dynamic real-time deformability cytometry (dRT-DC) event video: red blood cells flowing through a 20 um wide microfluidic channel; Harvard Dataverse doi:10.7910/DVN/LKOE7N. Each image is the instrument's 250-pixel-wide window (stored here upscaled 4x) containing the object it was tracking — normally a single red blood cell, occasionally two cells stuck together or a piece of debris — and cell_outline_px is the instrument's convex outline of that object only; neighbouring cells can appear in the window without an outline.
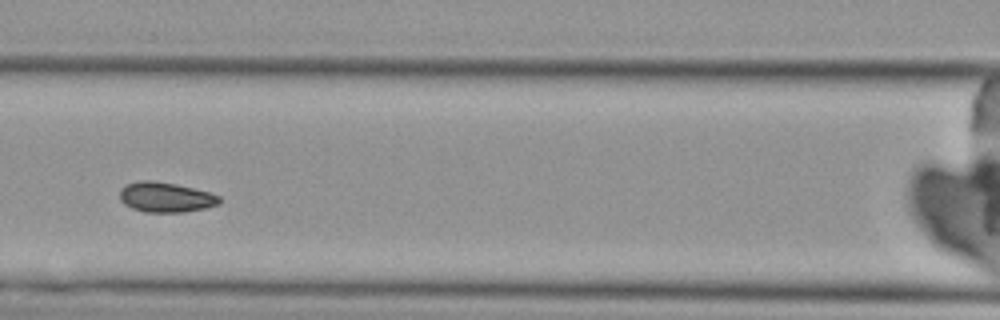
{"species": "Egyptian fruit bat (a non-hibernating species)", "species_latin": "Rousettus aegyptiacus", "temperature_condition": "cold", "stored_images_in_passage": 7, "segment_of_instrument_passage": [2, 2], "camera_frame_rate_fps": 3000, "um_per_image_px": 0.085, "animal": {"sex": "female"}, "frame": {"image": 1, "passage_image": 3, "time_ms": 2.333, "image_size_px": [1000, 320], "cell_outline_px": [[220, 204], [204, 208], [184, 212], [144, 212], [132, 208], [124, 204], [120, 200], [120, 188], [124, 184], [140, 180], [152, 180], [176, 184], [208, 192], [220, 196]], "centroid_in_image_um": [14.04, 16.76], "position_along_channel_um": 152.6, "area_um2": 17.51}}
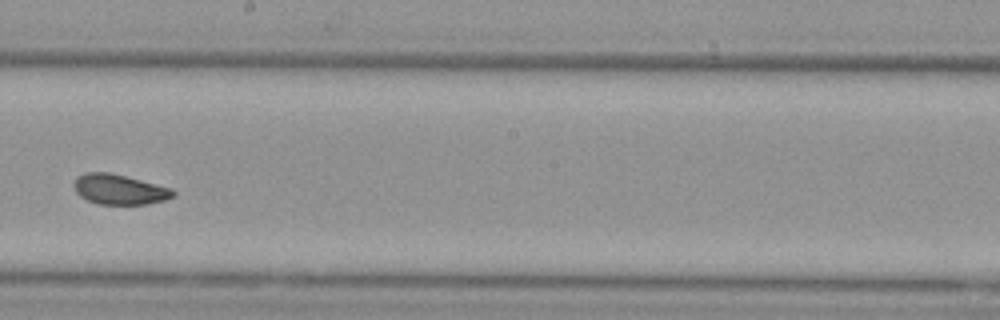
{"frame": {"image": 2, "passage_image": 5, "time_ms": 4.667, "image_size_px": [1000, 320], "cell_outline_px": [[176, 196], [164, 200], [144, 204], [100, 204], [88, 200], [80, 196], [76, 192], [72, 184], [76, 176], [84, 172], [108, 172], [172, 188], [176, 192]], "centroid_in_image_um": [10.12, 16.09], "position_along_channel_um": 238.1, "area_um2": 17.4}}
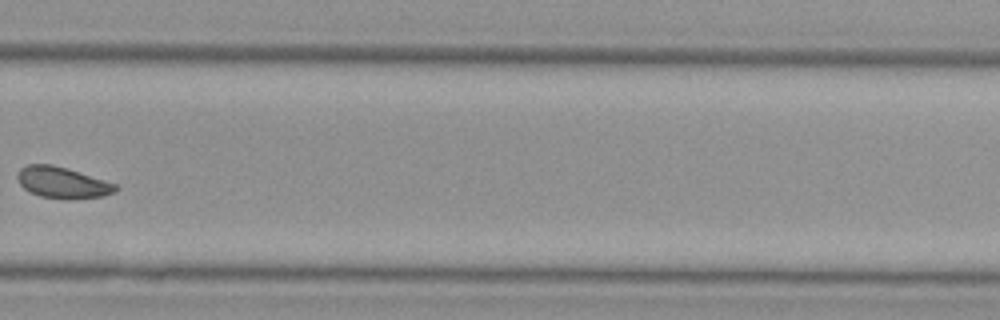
{"frame": {"image": 3, "passage_image": 7, "time_ms": 7.0, "image_size_px": [1000, 320], "cell_outline_px": [[120, 188], [116, 192], [104, 196], [76, 200], [68, 200], [40, 196], [24, 188], [20, 184], [16, 176], [20, 168], [28, 164], [52, 164], [104, 180], [116, 184]], "centroid_in_image_um": [5.33, 15.54], "position_along_channel_um": 324.5, "area_um2": 17.98}}